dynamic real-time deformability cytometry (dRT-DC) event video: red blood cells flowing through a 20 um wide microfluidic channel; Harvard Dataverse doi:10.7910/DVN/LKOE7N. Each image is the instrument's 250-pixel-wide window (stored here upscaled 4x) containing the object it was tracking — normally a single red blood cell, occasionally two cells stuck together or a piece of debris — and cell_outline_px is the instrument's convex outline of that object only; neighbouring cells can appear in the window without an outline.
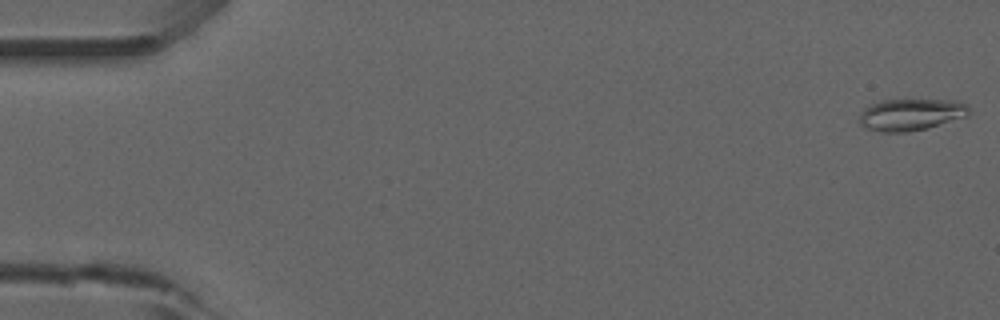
{"species": "common noctule bat (a hibernating species)", "species_latin": "Nyctalus noctula", "temperature_condition": "room temperature", "stored_images_in_passage": 49, "camera_frame_rate_fps": 3000, "um_per_image_px": 0.085, "animal": {"sex": "male", "forearm_length_mm": 52.5}, "frame": {"image": 1, "passage_image": 1, "time_ms": 0.0, "image_size_px": [1000, 320], "cell_outline_px": [[972, 112], [968, 116], [928, 128], [908, 132], [880, 132], [864, 128], [860, 124], [860, 116], [864, 108], [880, 100], [960, 100], [968, 104]], "centroid_in_image_um": [77.48, 9.74], "position_along_channel_um": 7.5, "area_um2": 20.63}}
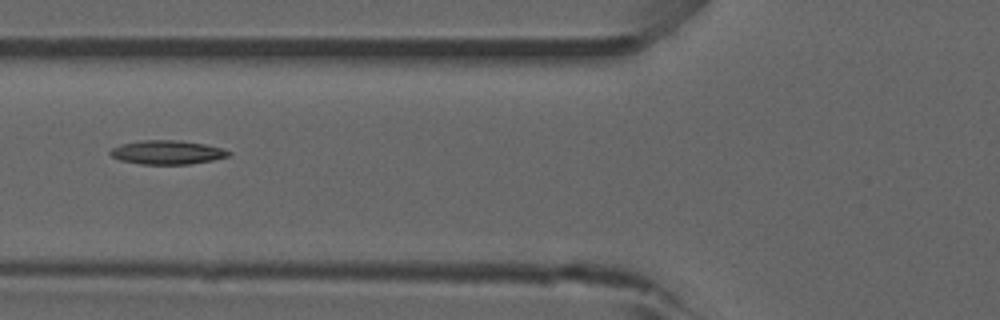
{"frame": {"image": 2, "passage_image": 20, "time_ms": 6.333, "image_size_px": [1000, 320], "cell_outline_px": [[232, 156], [212, 160], [188, 164], [140, 164], [120, 160], [112, 156], [108, 152], [112, 148], [120, 144], [140, 140], [180, 140], [204, 144], [224, 148], [232, 152]], "centroid_in_image_um": [14.24, 12.94], "position_along_channel_um": 111.6, "area_um2": 16.65}}
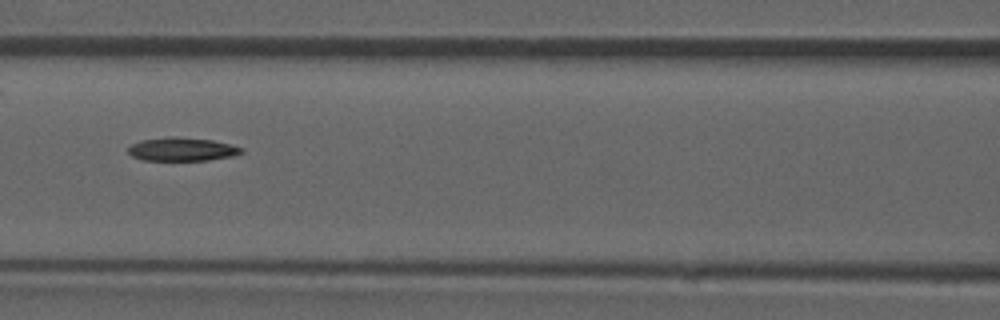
{"frame": {"image": 3, "passage_image": 23, "time_ms": 7.333, "image_size_px": [1000, 320], "cell_outline_px": [[244, 152], [232, 156], [208, 160], [144, 160], [132, 156], [128, 152], [128, 148], [132, 144], [140, 140], [172, 136], [176, 136], [212, 140], [232, 144], [244, 148]], "centroid_in_image_um": [15.5, 12.68], "position_along_channel_um": 151.1, "area_um2": 15.55}, "authors_computed_cell_mechanics": {"area_um2": 16.0106, "velocity_mm_per_s": 3.938, "shape_relaxation_time_tau1_ms": 6.8966, "shape_relaxation_time_tau2_ms": null, "deformation_change_tau1": 0.193, "deformation_change_tau2": null}}